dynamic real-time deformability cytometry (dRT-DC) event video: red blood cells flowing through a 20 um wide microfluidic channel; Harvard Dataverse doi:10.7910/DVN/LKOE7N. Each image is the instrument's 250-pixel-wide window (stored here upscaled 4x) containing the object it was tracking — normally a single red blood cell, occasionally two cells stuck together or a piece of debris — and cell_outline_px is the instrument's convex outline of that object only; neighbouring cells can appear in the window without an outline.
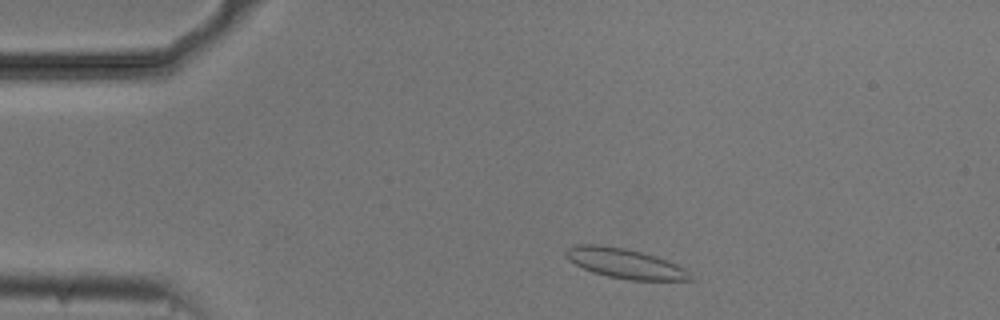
{"species": "common noctule bat (a hibernating species)", "species_latin": "Nyctalus noctula", "temperature_condition": "cold", "stored_images_in_passage": 48, "camera_frame_rate_fps": 3000, "um_per_image_px": 0.085, "animal": {"sex": "male", "body_mass_g": 20.5, "forearm_length_mm": 52.5}, "frame": {"image": 1, "passage_image": 4, "time_ms": 1.0, "image_size_px": [1000, 320], "cell_outline_px": [[696, 280], [628, 280], [608, 276], [592, 272], [568, 260], [564, 252], [568, 248], [576, 244], [600, 244], [624, 248], [656, 256], [676, 264], [692, 272]], "centroid_in_image_um": [53.16, 22.39], "position_along_channel_um": 31.8, "area_um2": 21.73}}
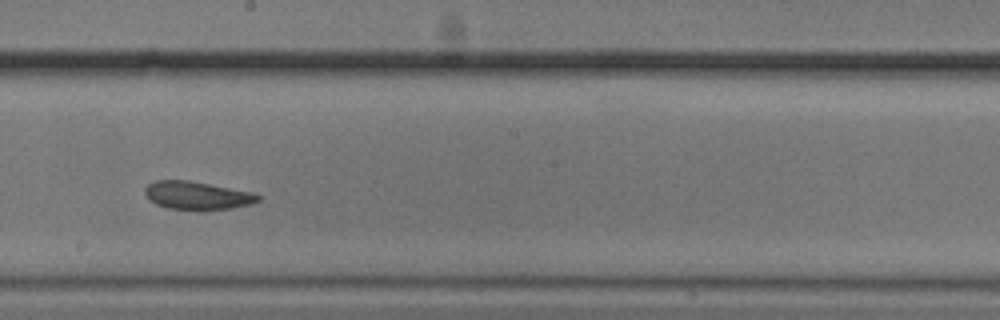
{"frame": {"image": 2, "passage_image": 24, "time_ms": 7.667, "image_size_px": [1000, 320], "cell_outline_px": [[260, 200], [252, 204], [204, 212], [196, 212], [168, 208], [156, 204], [148, 200], [144, 192], [144, 188], [148, 184], [156, 180], [188, 180], [252, 192], [260, 196]], "centroid_in_image_um": [16.72, 16.65], "position_along_channel_um": 231.5, "area_um2": 19.02}}
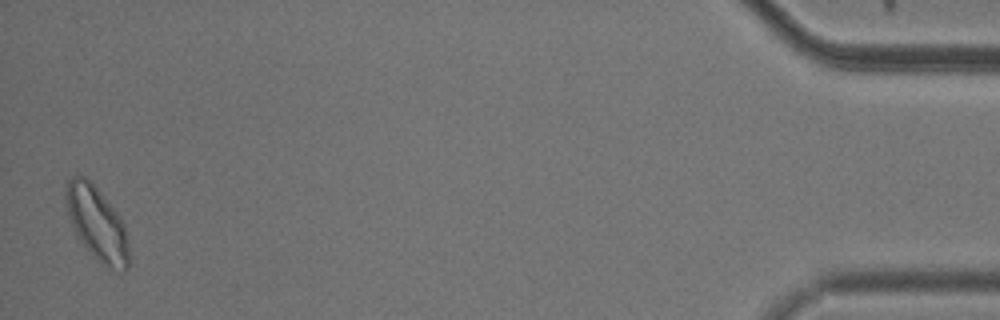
{"frame": {"image": 3, "passage_image": 47, "time_ms": 15.333, "image_size_px": [1000, 320], "cell_outline_px": [[132, 256], [128, 268], [124, 272], [120, 272], [112, 268], [100, 260], [76, 236], [72, 228], [64, 204], [64, 192], [68, 180], [72, 176], [84, 176], [96, 188], [116, 212], [124, 224]], "centroid_in_image_um": [8.24, 19.01], "position_along_channel_um": 427.0, "area_um2": 26.99}, "authors_computed_cell_mechanics": {"area_um2": 20.3167, "velocity_mm_per_s": 3.717, "shape_relaxation_time_tau1_ms": null, "shape_relaxation_time_tau2_ms": 2.2293, "deformation_change_tau1": null, "deformation_change_tau2": 0.0639}}